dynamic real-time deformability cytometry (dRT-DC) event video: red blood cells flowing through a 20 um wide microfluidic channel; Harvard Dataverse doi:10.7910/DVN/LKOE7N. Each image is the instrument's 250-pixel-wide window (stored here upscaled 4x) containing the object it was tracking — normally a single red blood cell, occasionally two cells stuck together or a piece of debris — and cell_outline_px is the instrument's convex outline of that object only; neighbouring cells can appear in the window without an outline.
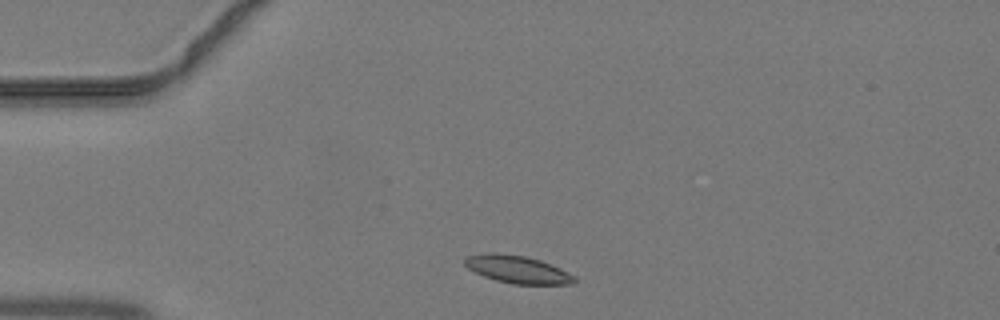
{"species": "common noctule bat (a hibernating species)", "species_latin": "Nyctalus noctula", "temperature_condition": "warm", "stored_images_in_passage": 35, "camera_frame_rate_fps": 3000, "um_per_image_px": 0.085, "animal": {"sex": "male", "body_mass_g": 19.2, "forearm_length_mm": 51.8}, "frame": {"image": 1, "passage_image": 1, "time_ms": 0.0, "image_size_px": [1000, 320], "cell_outline_px": [[576, 284], [512, 284], [496, 280], [484, 276], [468, 268], [464, 264], [464, 260], [468, 256], [484, 252], [496, 252], [524, 256], [540, 260], [552, 264], [568, 272], [576, 280]], "centroid_in_image_um": [43.98, 22.89], "position_along_channel_um": 41.0, "area_um2": 17.63}}
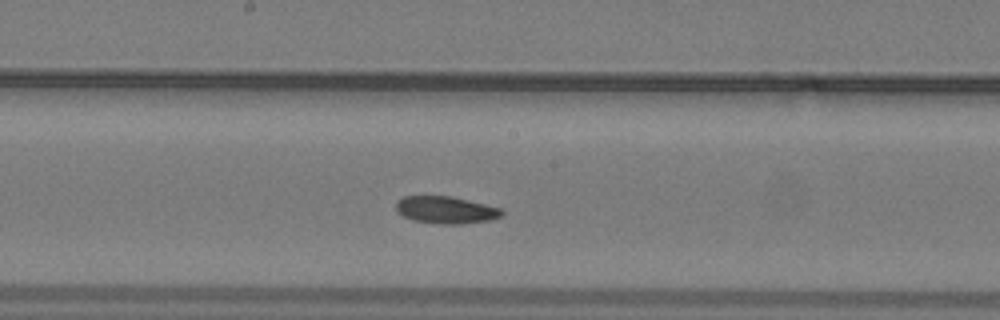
{"frame": {"image": 2, "passage_image": 14, "time_ms": 4.333, "image_size_px": [1000, 320], "cell_outline_px": [[504, 212], [500, 216], [488, 220], [460, 224], [440, 224], [412, 220], [396, 212], [396, 200], [404, 196], [452, 196], [500, 208]], "centroid_in_image_um": [37.84, 17.84], "position_along_channel_um": 210.4, "area_um2": 16.7}}
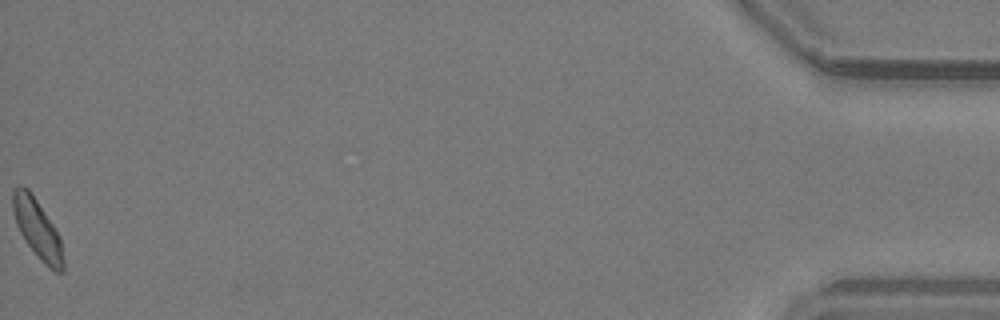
{"frame": {"image": 3, "passage_image": 35, "time_ms": 11.333, "image_size_px": [1000, 320], "cell_outline_px": [[64, 272], [56, 272], [48, 268], [44, 264], [24, 240], [16, 224], [12, 208], [12, 192], [20, 184], [24, 184], [28, 188], [60, 236], [64, 260]], "centroid_in_image_um": [3.17, 19.47], "position_along_channel_um": 432.0, "area_um2": 17.34}}